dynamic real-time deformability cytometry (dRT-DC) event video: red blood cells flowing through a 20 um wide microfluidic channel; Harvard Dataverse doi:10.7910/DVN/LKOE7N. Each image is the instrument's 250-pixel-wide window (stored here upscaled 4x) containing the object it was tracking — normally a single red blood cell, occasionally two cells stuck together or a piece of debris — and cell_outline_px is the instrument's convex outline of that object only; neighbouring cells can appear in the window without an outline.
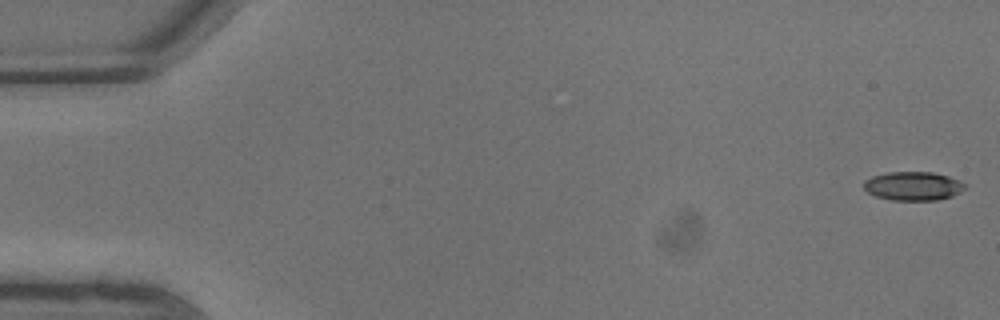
{"species": "common noctule bat (a hibernating species)", "species_latin": "Nyctalus noctula", "temperature_condition": "warm", "stored_images_in_passage": 8, "camera_frame_rate_fps": 3000, "um_per_image_px": 0.085, "animal": {"sex": "male", "body_mass_g": 13.3}, "frame": {"image": 1, "passage_image": 1, "time_ms": 0.0, "image_size_px": [1000, 320], "cell_outline_px": [[964, 188], [952, 196], [936, 200], [892, 200], [876, 196], [868, 192], [864, 188], [864, 180], [872, 176], [888, 172], [932, 172], [948, 176], [960, 180], [964, 184]], "centroid_in_image_um": [77.59, 15.8], "position_along_channel_um": 7.4, "area_um2": 16.82}}
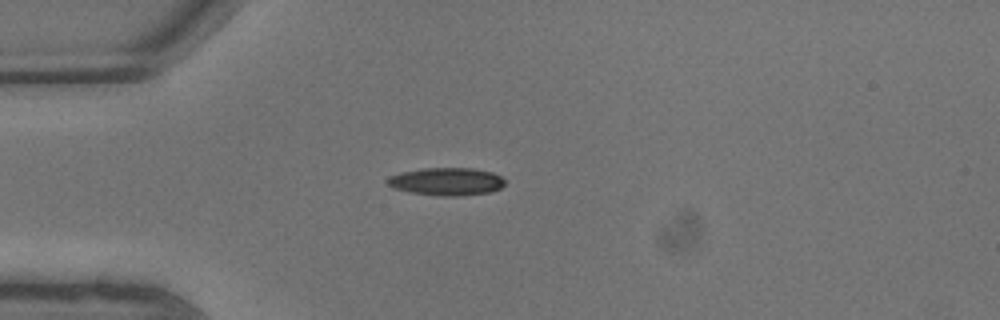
{"frame": {"image": 2, "passage_image": 6, "time_ms": 1.667, "image_size_px": [1000, 320], "cell_outline_px": [[504, 184], [500, 188], [488, 192], [460, 196], [440, 196], [408, 192], [392, 188], [384, 180], [388, 176], [400, 172], [424, 168], [472, 168], [492, 172], [500, 176], [504, 180]], "centroid_in_image_um": [37.89, 15.43], "position_along_channel_um": 47.1, "area_um2": 19.13}}
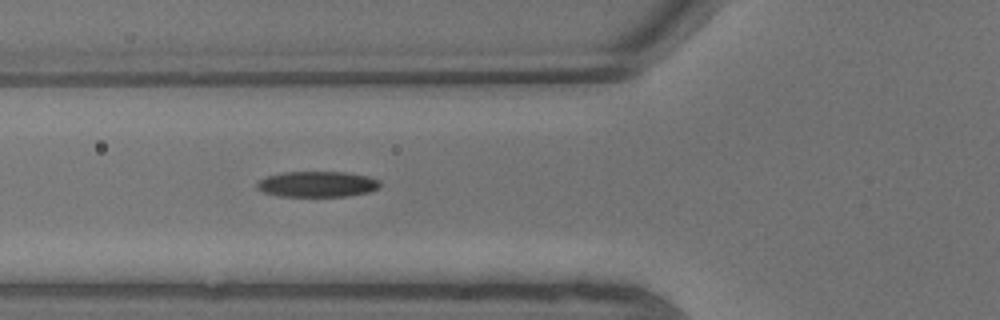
{"frame": {"image": 3, "passage_image": 8, "time_ms": 2.333, "image_size_px": [1000, 320], "cell_outline_px": [[380, 188], [368, 192], [348, 196], [280, 196], [264, 192], [256, 188], [256, 184], [260, 180], [268, 176], [284, 172], [344, 172], [368, 176], [380, 180]], "centroid_in_image_um": [26.99, 15.65], "position_along_channel_um": 98.8, "area_um2": 18.38}}